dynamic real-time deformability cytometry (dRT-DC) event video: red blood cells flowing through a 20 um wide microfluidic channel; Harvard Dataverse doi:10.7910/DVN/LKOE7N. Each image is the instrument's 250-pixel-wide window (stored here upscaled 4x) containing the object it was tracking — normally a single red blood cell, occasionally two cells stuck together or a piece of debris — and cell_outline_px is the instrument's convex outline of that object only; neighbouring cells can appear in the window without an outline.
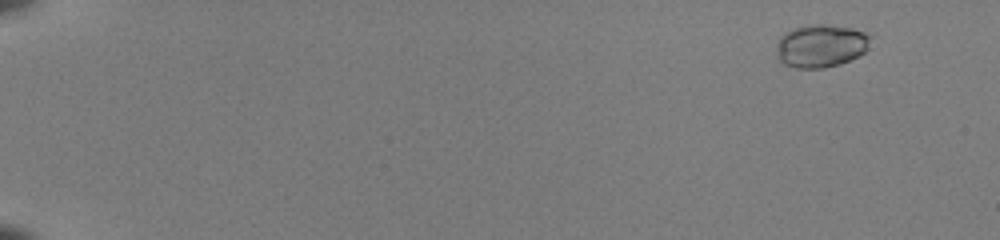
{"species": "common noctule bat (a hibernating species)", "species_latin": "Nyctalus noctula", "temperature_condition": "room temperature", "stored_images_in_passage": 16, "camera_frame_rate_fps": 3000, "um_per_image_px": 0.085, "animal": {"sex": "female", "body_mass_g": 22.0, "forearm_length_mm": 56.7}, "frame": {"image": 1, "passage_image": 5, "time_ms": 1.333, "image_size_px": [1000, 240], "cell_outline_px": [[868, 36], [864, 52], [860, 56], [840, 64], [824, 68], [796, 68], [784, 64], [780, 60], [776, 52], [776, 48], [780, 36], [784, 32], [796, 28], [812, 24], [824, 24], [852, 28], [864, 32]], "centroid_in_image_um": [69.73, 3.91], "position_along_channel_um": 15.3, "area_um2": 23.29}}